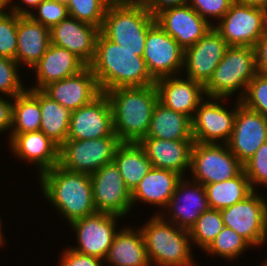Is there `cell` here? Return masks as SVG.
<instances>
[{"instance_id": "1", "label": "cell", "mask_w": 267, "mask_h": 266, "mask_svg": "<svg viewBox=\"0 0 267 266\" xmlns=\"http://www.w3.org/2000/svg\"><path fill=\"white\" fill-rule=\"evenodd\" d=\"M89 67L96 77L101 92L118 87H144L154 85L145 60L138 52L129 51L112 42L99 32L95 56Z\"/></svg>"}, {"instance_id": "2", "label": "cell", "mask_w": 267, "mask_h": 266, "mask_svg": "<svg viewBox=\"0 0 267 266\" xmlns=\"http://www.w3.org/2000/svg\"><path fill=\"white\" fill-rule=\"evenodd\" d=\"M36 177L45 200L69 224L97 212L89 174L56 165Z\"/></svg>"}, {"instance_id": "3", "label": "cell", "mask_w": 267, "mask_h": 266, "mask_svg": "<svg viewBox=\"0 0 267 266\" xmlns=\"http://www.w3.org/2000/svg\"><path fill=\"white\" fill-rule=\"evenodd\" d=\"M105 94L112 109L113 130L119 140L138 143L146 137L154 107L159 101L156 85L118 87Z\"/></svg>"}, {"instance_id": "4", "label": "cell", "mask_w": 267, "mask_h": 266, "mask_svg": "<svg viewBox=\"0 0 267 266\" xmlns=\"http://www.w3.org/2000/svg\"><path fill=\"white\" fill-rule=\"evenodd\" d=\"M139 228L151 266H197L190 232L153 214Z\"/></svg>"}, {"instance_id": "5", "label": "cell", "mask_w": 267, "mask_h": 266, "mask_svg": "<svg viewBox=\"0 0 267 266\" xmlns=\"http://www.w3.org/2000/svg\"><path fill=\"white\" fill-rule=\"evenodd\" d=\"M156 22L143 1L108 6L100 32L129 51L144 54L149 28Z\"/></svg>"}, {"instance_id": "6", "label": "cell", "mask_w": 267, "mask_h": 266, "mask_svg": "<svg viewBox=\"0 0 267 266\" xmlns=\"http://www.w3.org/2000/svg\"><path fill=\"white\" fill-rule=\"evenodd\" d=\"M256 74L254 47L229 46L204 85L206 97L231 99L235 95L234 99L240 100Z\"/></svg>"}, {"instance_id": "7", "label": "cell", "mask_w": 267, "mask_h": 266, "mask_svg": "<svg viewBox=\"0 0 267 266\" xmlns=\"http://www.w3.org/2000/svg\"><path fill=\"white\" fill-rule=\"evenodd\" d=\"M258 191L220 210L224 225L243 237L254 249L267 245V198Z\"/></svg>"}, {"instance_id": "8", "label": "cell", "mask_w": 267, "mask_h": 266, "mask_svg": "<svg viewBox=\"0 0 267 266\" xmlns=\"http://www.w3.org/2000/svg\"><path fill=\"white\" fill-rule=\"evenodd\" d=\"M242 170L243 164L227 144L193 143L189 169L191 180L204 186L231 179Z\"/></svg>"}, {"instance_id": "9", "label": "cell", "mask_w": 267, "mask_h": 266, "mask_svg": "<svg viewBox=\"0 0 267 266\" xmlns=\"http://www.w3.org/2000/svg\"><path fill=\"white\" fill-rule=\"evenodd\" d=\"M121 143L115 133L99 139L66 140L59 147L58 165L72 172L91 175L103 165L113 162Z\"/></svg>"}, {"instance_id": "10", "label": "cell", "mask_w": 267, "mask_h": 266, "mask_svg": "<svg viewBox=\"0 0 267 266\" xmlns=\"http://www.w3.org/2000/svg\"><path fill=\"white\" fill-rule=\"evenodd\" d=\"M224 100L228 98L206 97L200 103L191 119L194 142L227 144L233 132L237 99L231 108Z\"/></svg>"}, {"instance_id": "11", "label": "cell", "mask_w": 267, "mask_h": 266, "mask_svg": "<svg viewBox=\"0 0 267 266\" xmlns=\"http://www.w3.org/2000/svg\"><path fill=\"white\" fill-rule=\"evenodd\" d=\"M213 28L229 46L254 47L267 31V11L234 1Z\"/></svg>"}, {"instance_id": "12", "label": "cell", "mask_w": 267, "mask_h": 266, "mask_svg": "<svg viewBox=\"0 0 267 266\" xmlns=\"http://www.w3.org/2000/svg\"><path fill=\"white\" fill-rule=\"evenodd\" d=\"M123 218L117 215L96 212L92 215L71 222L72 232L76 237V245L69 247L77 252L105 259L113 243L115 234L120 229Z\"/></svg>"}, {"instance_id": "13", "label": "cell", "mask_w": 267, "mask_h": 266, "mask_svg": "<svg viewBox=\"0 0 267 266\" xmlns=\"http://www.w3.org/2000/svg\"><path fill=\"white\" fill-rule=\"evenodd\" d=\"M97 212L127 217L132 210V193L115 162L103 165L90 175Z\"/></svg>"}, {"instance_id": "14", "label": "cell", "mask_w": 267, "mask_h": 266, "mask_svg": "<svg viewBox=\"0 0 267 266\" xmlns=\"http://www.w3.org/2000/svg\"><path fill=\"white\" fill-rule=\"evenodd\" d=\"M143 58L155 81L182 75L184 49L157 22L148 30Z\"/></svg>"}, {"instance_id": "15", "label": "cell", "mask_w": 267, "mask_h": 266, "mask_svg": "<svg viewBox=\"0 0 267 266\" xmlns=\"http://www.w3.org/2000/svg\"><path fill=\"white\" fill-rule=\"evenodd\" d=\"M209 208L205 187L186 176L179 181L167 207L160 215L179 228L189 231Z\"/></svg>"}, {"instance_id": "16", "label": "cell", "mask_w": 267, "mask_h": 266, "mask_svg": "<svg viewBox=\"0 0 267 266\" xmlns=\"http://www.w3.org/2000/svg\"><path fill=\"white\" fill-rule=\"evenodd\" d=\"M228 47V43L212 27L194 45L184 49L182 75L205 85Z\"/></svg>"}, {"instance_id": "17", "label": "cell", "mask_w": 267, "mask_h": 266, "mask_svg": "<svg viewBox=\"0 0 267 266\" xmlns=\"http://www.w3.org/2000/svg\"><path fill=\"white\" fill-rule=\"evenodd\" d=\"M267 142V117L253 111L237 100L233 132L227 146L244 164L257 149Z\"/></svg>"}, {"instance_id": "18", "label": "cell", "mask_w": 267, "mask_h": 266, "mask_svg": "<svg viewBox=\"0 0 267 266\" xmlns=\"http://www.w3.org/2000/svg\"><path fill=\"white\" fill-rule=\"evenodd\" d=\"M113 133L111 105L106 94L101 92L90 103L71 112L66 140L99 139Z\"/></svg>"}, {"instance_id": "19", "label": "cell", "mask_w": 267, "mask_h": 266, "mask_svg": "<svg viewBox=\"0 0 267 266\" xmlns=\"http://www.w3.org/2000/svg\"><path fill=\"white\" fill-rule=\"evenodd\" d=\"M155 20L183 49L194 45L213 27L188 3L162 10Z\"/></svg>"}, {"instance_id": "20", "label": "cell", "mask_w": 267, "mask_h": 266, "mask_svg": "<svg viewBox=\"0 0 267 266\" xmlns=\"http://www.w3.org/2000/svg\"><path fill=\"white\" fill-rule=\"evenodd\" d=\"M6 142L13 157L37 168V176L59 164V146L42 131L10 133Z\"/></svg>"}, {"instance_id": "21", "label": "cell", "mask_w": 267, "mask_h": 266, "mask_svg": "<svg viewBox=\"0 0 267 266\" xmlns=\"http://www.w3.org/2000/svg\"><path fill=\"white\" fill-rule=\"evenodd\" d=\"M100 29L68 16L50 29L51 44L63 47L89 66L95 56Z\"/></svg>"}, {"instance_id": "22", "label": "cell", "mask_w": 267, "mask_h": 266, "mask_svg": "<svg viewBox=\"0 0 267 266\" xmlns=\"http://www.w3.org/2000/svg\"><path fill=\"white\" fill-rule=\"evenodd\" d=\"M42 91L70 112L90 103L101 93L89 66L76 75L48 84Z\"/></svg>"}, {"instance_id": "23", "label": "cell", "mask_w": 267, "mask_h": 266, "mask_svg": "<svg viewBox=\"0 0 267 266\" xmlns=\"http://www.w3.org/2000/svg\"><path fill=\"white\" fill-rule=\"evenodd\" d=\"M155 85L162 104L191 119L206 98L204 85L183 75L160 78L155 81Z\"/></svg>"}, {"instance_id": "24", "label": "cell", "mask_w": 267, "mask_h": 266, "mask_svg": "<svg viewBox=\"0 0 267 266\" xmlns=\"http://www.w3.org/2000/svg\"><path fill=\"white\" fill-rule=\"evenodd\" d=\"M138 143L152 167L174 171L182 177L189 172L194 140H163L144 137Z\"/></svg>"}, {"instance_id": "25", "label": "cell", "mask_w": 267, "mask_h": 266, "mask_svg": "<svg viewBox=\"0 0 267 266\" xmlns=\"http://www.w3.org/2000/svg\"><path fill=\"white\" fill-rule=\"evenodd\" d=\"M182 178L174 171L152 167L132 192V209L143 203L142 206H155L156 212L152 214H161Z\"/></svg>"}, {"instance_id": "26", "label": "cell", "mask_w": 267, "mask_h": 266, "mask_svg": "<svg viewBox=\"0 0 267 266\" xmlns=\"http://www.w3.org/2000/svg\"><path fill=\"white\" fill-rule=\"evenodd\" d=\"M86 65L69 50L50 44L39 62L32 68L36 76L29 89L42 90L55 81L71 77L83 70Z\"/></svg>"}, {"instance_id": "27", "label": "cell", "mask_w": 267, "mask_h": 266, "mask_svg": "<svg viewBox=\"0 0 267 266\" xmlns=\"http://www.w3.org/2000/svg\"><path fill=\"white\" fill-rule=\"evenodd\" d=\"M50 44L49 28L28 15H18L16 62L20 67L32 70Z\"/></svg>"}, {"instance_id": "28", "label": "cell", "mask_w": 267, "mask_h": 266, "mask_svg": "<svg viewBox=\"0 0 267 266\" xmlns=\"http://www.w3.org/2000/svg\"><path fill=\"white\" fill-rule=\"evenodd\" d=\"M131 227V225H124L115 234L104 264L106 263L107 266H151L141 229Z\"/></svg>"}, {"instance_id": "29", "label": "cell", "mask_w": 267, "mask_h": 266, "mask_svg": "<svg viewBox=\"0 0 267 266\" xmlns=\"http://www.w3.org/2000/svg\"><path fill=\"white\" fill-rule=\"evenodd\" d=\"M146 137L163 140H193L191 118L171 110L158 101L154 107Z\"/></svg>"}, {"instance_id": "30", "label": "cell", "mask_w": 267, "mask_h": 266, "mask_svg": "<svg viewBox=\"0 0 267 266\" xmlns=\"http://www.w3.org/2000/svg\"><path fill=\"white\" fill-rule=\"evenodd\" d=\"M113 161L131 193L152 168L150 160L139 143L122 142L116 149Z\"/></svg>"}, {"instance_id": "31", "label": "cell", "mask_w": 267, "mask_h": 266, "mask_svg": "<svg viewBox=\"0 0 267 266\" xmlns=\"http://www.w3.org/2000/svg\"><path fill=\"white\" fill-rule=\"evenodd\" d=\"M204 187L209 207L216 210L228 208L254 191L244 170L231 179L210 183Z\"/></svg>"}, {"instance_id": "32", "label": "cell", "mask_w": 267, "mask_h": 266, "mask_svg": "<svg viewBox=\"0 0 267 266\" xmlns=\"http://www.w3.org/2000/svg\"><path fill=\"white\" fill-rule=\"evenodd\" d=\"M40 90L27 88L13 98L12 129L10 133L40 131Z\"/></svg>"}, {"instance_id": "33", "label": "cell", "mask_w": 267, "mask_h": 266, "mask_svg": "<svg viewBox=\"0 0 267 266\" xmlns=\"http://www.w3.org/2000/svg\"><path fill=\"white\" fill-rule=\"evenodd\" d=\"M40 110V131L60 147L69 133L71 112L42 90H40Z\"/></svg>"}, {"instance_id": "34", "label": "cell", "mask_w": 267, "mask_h": 266, "mask_svg": "<svg viewBox=\"0 0 267 266\" xmlns=\"http://www.w3.org/2000/svg\"><path fill=\"white\" fill-rule=\"evenodd\" d=\"M253 247L238 233L229 227H224L211 245L203 252L205 255L217 256L225 261L233 262Z\"/></svg>"}, {"instance_id": "35", "label": "cell", "mask_w": 267, "mask_h": 266, "mask_svg": "<svg viewBox=\"0 0 267 266\" xmlns=\"http://www.w3.org/2000/svg\"><path fill=\"white\" fill-rule=\"evenodd\" d=\"M224 227L220 210L209 208L189 230L192 245L204 252Z\"/></svg>"}, {"instance_id": "36", "label": "cell", "mask_w": 267, "mask_h": 266, "mask_svg": "<svg viewBox=\"0 0 267 266\" xmlns=\"http://www.w3.org/2000/svg\"><path fill=\"white\" fill-rule=\"evenodd\" d=\"M103 0H69L68 15L79 21L92 24L101 29L108 8Z\"/></svg>"}, {"instance_id": "37", "label": "cell", "mask_w": 267, "mask_h": 266, "mask_svg": "<svg viewBox=\"0 0 267 266\" xmlns=\"http://www.w3.org/2000/svg\"><path fill=\"white\" fill-rule=\"evenodd\" d=\"M20 69L15 60L0 56V95L14 98L28 88Z\"/></svg>"}, {"instance_id": "38", "label": "cell", "mask_w": 267, "mask_h": 266, "mask_svg": "<svg viewBox=\"0 0 267 266\" xmlns=\"http://www.w3.org/2000/svg\"><path fill=\"white\" fill-rule=\"evenodd\" d=\"M18 15L0 12V56L16 61Z\"/></svg>"}, {"instance_id": "39", "label": "cell", "mask_w": 267, "mask_h": 266, "mask_svg": "<svg viewBox=\"0 0 267 266\" xmlns=\"http://www.w3.org/2000/svg\"><path fill=\"white\" fill-rule=\"evenodd\" d=\"M245 107L267 117V75L257 73L240 99Z\"/></svg>"}, {"instance_id": "40", "label": "cell", "mask_w": 267, "mask_h": 266, "mask_svg": "<svg viewBox=\"0 0 267 266\" xmlns=\"http://www.w3.org/2000/svg\"><path fill=\"white\" fill-rule=\"evenodd\" d=\"M28 16L33 21L41 23L43 26L51 29L69 15L67 4L57 0H43Z\"/></svg>"}, {"instance_id": "41", "label": "cell", "mask_w": 267, "mask_h": 266, "mask_svg": "<svg viewBox=\"0 0 267 266\" xmlns=\"http://www.w3.org/2000/svg\"><path fill=\"white\" fill-rule=\"evenodd\" d=\"M243 170L254 191H259L257 187L260 186L267 187V142L263 143L243 164Z\"/></svg>"}, {"instance_id": "42", "label": "cell", "mask_w": 267, "mask_h": 266, "mask_svg": "<svg viewBox=\"0 0 267 266\" xmlns=\"http://www.w3.org/2000/svg\"><path fill=\"white\" fill-rule=\"evenodd\" d=\"M233 2L234 0H188V4L212 26L223 18Z\"/></svg>"}, {"instance_id": "43", "label": "cell", "mask_w": 267, "mask_h": 266, "mask_svg": "<svg viewBox=\"0 0 267 266\" xmlns=\"http://www.w3.org/2000/svg\"><path fill=\"white\" fill-rule=\"evenodd\" d=\"M58 266H105L104 260L95 256L86 255L71 249L63 248Z\"/></svg>"}, {"instance_id": "44", "label": "cell", "mask_w": 267, "mask_h": 266, "mask_svg": "<svg viewBox=\"0 0 267 266\" xmlns=\"http://www.w3.org/2000/svg\"><path fill=\"white\" fill-rule=\"evenodd\" d=\"M13 98L0 95V135L8 134L6 140L9 141L10 131L12 129ZM6 132V133H5ZM9 132V133H8Z\"/></svg>"}, {"instance_id": "45", "label": "cell", "mask_w": 267, "mask_h": 266, "mask_svg": "<svg viewBox=\"0 0 267 266\" xmlns=\"http://www.w3.org/2000/svg\"><path fill=\"white\" fill-rule=\"evenodd\" d=\"M257 73L267 75V31L254 46Z\"/></svg>"}, {"instance_id": "46", "label": "cell", "mask_w": 267, "mask_h": 266, "mask_svg": "<svg viewBox=\"0 0 267 266\" xmlns=\"http://www.w3.org/2000/svg\"><path fill=\"white\" fill-rule=\"evenodd\" d=\"M146 8L155 17L162 10L187 4L188 0H143Z\"/></svg>"}, {"instance_id": "47", "label": "cell", "mask_w": 267, "mask_h": 266, "mask_svg": "<svg viewBox=\"0 0 267 266\" xmlns=\"http://www.w3.org/2000/svg\"><path fill=\"white\" fill-rule=\"evenodd\" d=\"M41 1L43 0H10L9 11L17 15H29L31 10H34Z\"/></svg>"}, {"instance_id": "48", "label": "cell", "mask_w": 267, "mask_h": 266, "mask_svg": "<svg viewBox=\"0 0 267 266\" xmlns=\"http://www.w3.org/2000/svg\"><path fill=\"white\" fill-rule=\"evenodd\" d=\"M234 1L243 5L261 8L267 11V0H234Z\"/></svg>"}, {"instance_id": "49", "label": "cell", "mask_w": 267, "mask_h": 266, "mask_svg": "<svg viewBox=\"0 0 267 266\" xmlns=\"http://www.w3.org/2000/svg\"><path fill=\"white\" fill-rule=\"evenodd\" d=\"M2 219H3V218H1V216H0V248L4 247V246L7 244L6 242H7V240H8V239H6L5 236H4V235H5V234H4L5 232H3V229H2V228H3V227H2V226H3V224H2Z\"/></svg>"}, {"instance_id": "50", "label": "cell", "mask_w": 267, "mask_h": 266, "mask_svg": "<svg viewBox=\"0 0 267 266\" xmlns=\"http://www.w3.org/2000/svg\"><path fill=\"white\" fill-rule=\"evenodd\" d=\"M10 3V0H0V12L9 11Z\"/></svg>"}, {"instance_id": "51", "label": "cell", "mask_w": 267, "mask_h": 266, "mask_svg": "<svg viewBox=\"0 0 267 266\" xmlns=\"http://www.w3.org/2000/svg\"><path fill=\"white\" fill-rule=\"evenodd\" d=\"M105 1L109 6L111 5H119L129 2L130 0H103Z\"/></svg>"}, {"instance_id": "52", "label": "cell", "mask_w": 267, "mask_h": 266, "mask_svg": "<svg viewBox=\"0 0 267 266\" xmlns=\"http://www.w3.org/2000/svg\"><path fill=\"white\" fill-rule=\"evenodd\" d=\"M259 266H267V259L264 258V261H262V264H260Z\"/></svg>"}, {"instance_id": "53", "label": "cell", "mask_w": 267, "mask_h": 266, "mask_svg": "<svg viewBox=\"0 0 267 266\" xmlns=\"http://www.w3.org/2000/svg\"><path fill=\"white\" fill-rule=\"evenodd\" d=\"M57 1L67 4L69 0H57Z\"/></svg>"}]
</instances>
